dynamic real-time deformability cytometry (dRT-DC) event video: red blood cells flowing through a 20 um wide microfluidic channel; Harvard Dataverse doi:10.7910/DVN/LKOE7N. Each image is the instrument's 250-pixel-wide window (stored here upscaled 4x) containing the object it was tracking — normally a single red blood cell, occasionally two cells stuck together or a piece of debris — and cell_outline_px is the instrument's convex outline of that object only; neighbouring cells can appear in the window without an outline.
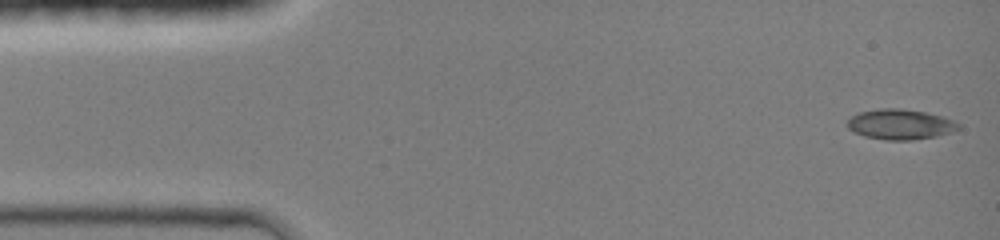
{"species": "common noctule bat (a hibernating species)", "species_latin": "Nyctalus noctula", "temperature_condition": "room temperature", "stored_images_in_passage": 44, "camera_frame_rate_fps": 3000, "um_per_image_px": 0.085, "animal": {"sex": "female", "body_mass_g": 19.0, "forearm_length_mm": 51.5}, "frame": {"image": 1, "passage_image": 1, "time_ms": 0.0, "image_size_px": [1000, 240], "cell_outline_px": [[960, 128], [936, 136], [912, 140], [884, 140], [864, 136], [848, 128], [848, 120], [852, 116], [860, 112], [880, 108], [900, 108], [924, 112], [944, 116], [960, 124]], "centroid_in_image_um": [76.52, 10.56], "position_along_channel_um": 8.5, "area_um2": 19.42}}
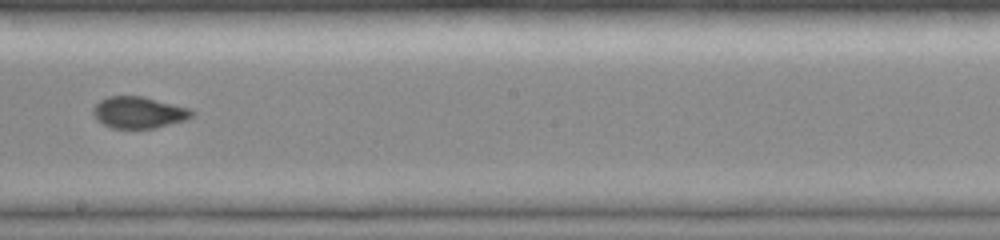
{"frame": {"image": 2, "passage_image": 25, "time_ms": 8.0, "image_size_px": [1000, 240], "cell_outline_px": [[196, 112], [192, 116], [184, 120], [156, 128], [112, 128], [96, 120], [92, 112], [92, 108], [100, 100], [108, 96], [144, 96], [188, 108]], "centroid_in_image_um": [11.77, 9.55], "position_along_channel_um": 236.4, "area_um2": 18.15}}
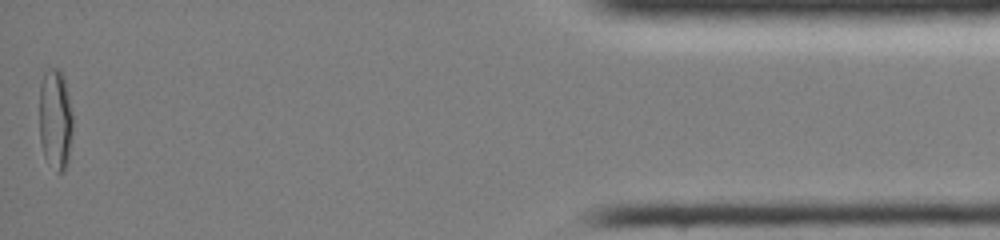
{"frame": {"image": 3, "passage_image": 44, "time_ms": 14.333, "image_size_px": [1000, 240], "cell_outline_px": [[72, 132], [68, 160], [64, 172], [56, 172], [44, 156], [40, 140], [40, 84], [44, 72], [48, 68], [60, 68], [64, 76], [72, 112]], "centroid_in_image_um": [4.71, 10.12], "position_along_channel_um": 430.5, "area_um2": 19.77}, "authors_computed_cell_mechanics": {"area_um2": 18.5538, "velocity_mm_per_s": 4.2797, "shape_relaxation_time_tau1_ms": null, "shape_relaxation_time_tau2_ms": 0.68, "deformation_change_tau1": null, "deformation_change_tau2": 0.0456}}